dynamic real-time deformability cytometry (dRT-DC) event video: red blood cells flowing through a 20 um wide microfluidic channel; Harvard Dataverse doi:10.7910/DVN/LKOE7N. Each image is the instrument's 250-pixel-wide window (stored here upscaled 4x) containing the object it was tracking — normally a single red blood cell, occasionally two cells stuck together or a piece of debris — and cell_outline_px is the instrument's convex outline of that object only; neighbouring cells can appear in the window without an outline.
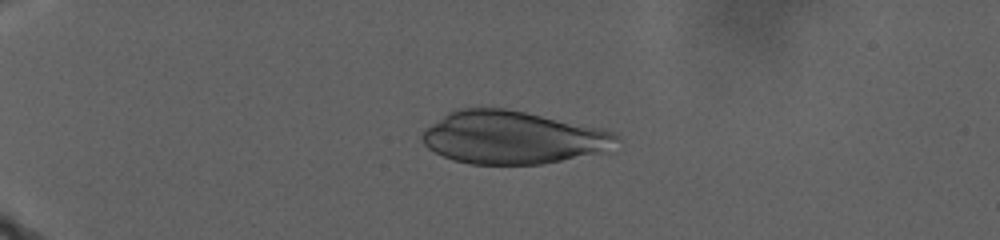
{"species": "human", "species_latin": "Homo sapiens", "temperature_condition": "warm", "stored_images_in_passage": 42, "camera_frame_rate_fps": 3000, "um_per_image_px": 0.085, "donor": {"sex": "male"}, "frame": {"image": 1, "passage_image": 1, "time_ms": 0.0, "image_size_px": [1000, 240], "cell_outline_px": [[620, 140], [600, 152], [540, 164], [468, 164], [452, 160], [428, 148], [424, 144], [420, 136], [424, 128], [448, 112], [460, 108], [504, 108], [524, 112], [600, 128], [612, 132], [620, 136]], "centroid_in_image_um": [43.48, 11.68], "position_along_channel_um": 41.5, "area_um2": 59.3}}
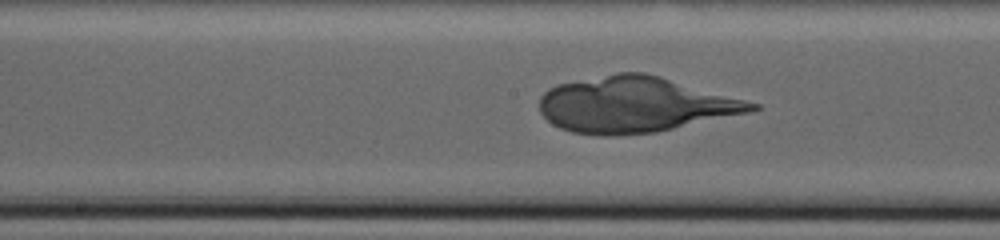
{"frame": {"image": 2, "passage_image": 23, "time_ms": 11.0, "image_size_px": [1000, 240], "cell_outline_px": [[760, 108], [748, 112], [656, 132], [612, 136], [600, 136], [572, 132], [560, 128], [552, 124], [540, 112], [540, 96], [548, 88], [556, 84], [620, 72], [644, 72], [660, 76], [760, 104]], "centroid_in_image_um": [53.92, 8.89], "position_along_channel_um": 194.3, "area_um2": 68.49}}
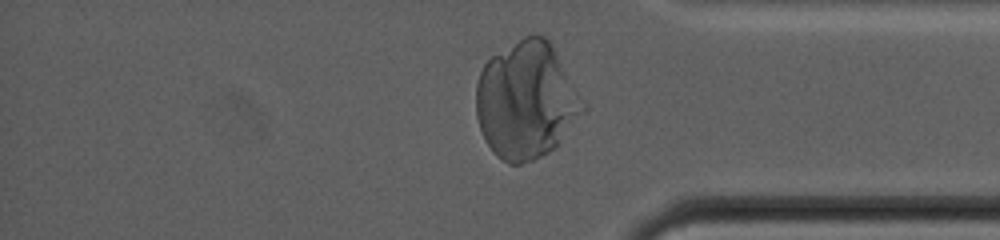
{"frame": {"image": 3, "passage_image": 40, "time_ms": 21.0, "image_size_px": [1000, 240], "cell_outline_px": [[584, 112], [556, 148], [532, 160], [520, 164], [508, 164], [496, 156], [492, 152], [480, 128], [476, 116], [476, 84], [480, 72], [484, 64], [492, 56], [524, 36], [544, 36], [552, 44], [584, 108]], "centroid_in_image_um": [44.69, 8.57], "position_along_channel_um": 390.5, "area_um2": 71.85}}